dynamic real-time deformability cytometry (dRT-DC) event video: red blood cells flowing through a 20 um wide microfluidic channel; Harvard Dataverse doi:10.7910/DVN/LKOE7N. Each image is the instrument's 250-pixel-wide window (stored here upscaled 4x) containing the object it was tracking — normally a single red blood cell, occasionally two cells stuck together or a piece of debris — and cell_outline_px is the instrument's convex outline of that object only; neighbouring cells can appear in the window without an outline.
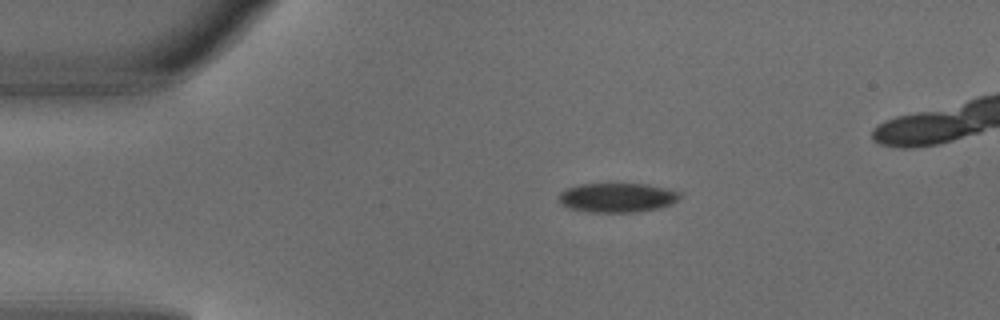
{"species": "common noctule bat (a hibernating species)", "species_latin": "Nyctalus noctula", "temperature_condition": "warm", "stored_images_in_passage": 3, "camera_frame_rate_fps": 3000, "um_per_image_px": 0.085, "animal": {"sex": "male", "body_mass_g": 18.8}, "frame": {"image": 1, "passage_image": 1, "time_ms": 0.0, "image_size_px": [1000, 320], "cell_outline_px": [[680, 196], [676, 200], [668, 204], [656, 208], [632, 212], [592, 212], [568, 208], [560, 200], [560, 192], [564, 188], [580, 184], [648, 184], [668, 188], [680, 192]], "centroid_in_image_um": [52.44, 16.78], "position_along_channel_um": 32.6, "area_um2": 20.4}}